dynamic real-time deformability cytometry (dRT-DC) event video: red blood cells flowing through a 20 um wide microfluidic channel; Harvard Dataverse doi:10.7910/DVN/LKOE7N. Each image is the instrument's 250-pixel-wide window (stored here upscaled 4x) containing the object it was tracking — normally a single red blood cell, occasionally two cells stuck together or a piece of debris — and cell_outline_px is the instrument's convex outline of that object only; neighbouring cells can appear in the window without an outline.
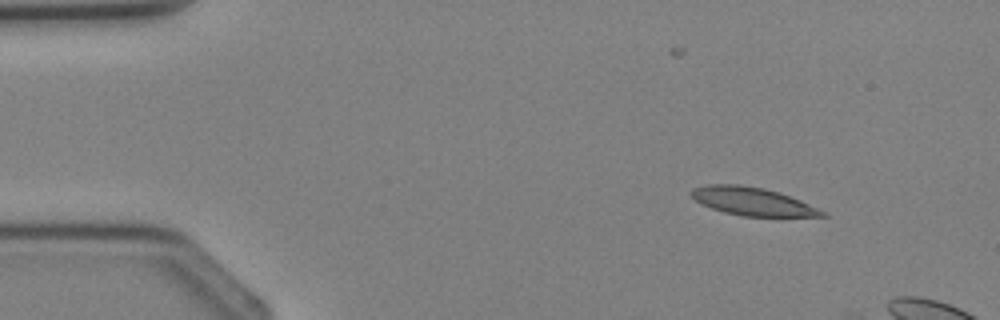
{"species": "Egyptian fruit bat (a non-hibernating species)", "species_latin": "Rousettus aegyptiacus", "temperature_condition": "cold", "stored_images_in_passage": 2, "camera_frame_rate_fps": 3000, "um_per_image_px": 0.085, "animal": {"sex": "female"}, "frame": {"image": 1, "passage_image": 1, "time_ms": 0.0, "image_size_px": [1000, 320], "cell_outline_px": [[828, 216], [744, 216], [724, 212], [712, 208], [696, 200], [688, 192], [692, 188], [708, 184], [740, 184], [764, 188], [780, 192], [800, 200], [828, 212]], "centroid_in_image_um": [63.98, 17.1], "position_along_channel_um": 21.0, "area_um2": 21.39}}